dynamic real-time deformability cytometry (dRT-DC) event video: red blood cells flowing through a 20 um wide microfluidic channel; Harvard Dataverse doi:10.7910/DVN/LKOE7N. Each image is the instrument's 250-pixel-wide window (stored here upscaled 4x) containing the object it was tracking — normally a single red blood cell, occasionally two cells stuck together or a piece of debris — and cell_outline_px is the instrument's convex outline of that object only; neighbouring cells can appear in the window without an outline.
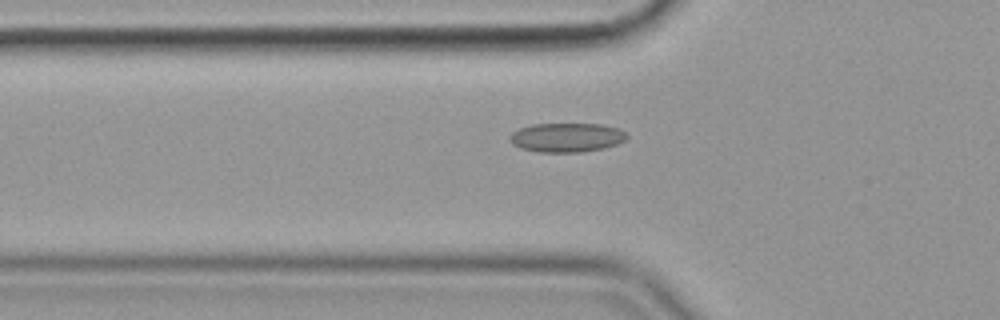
{"species": "common noctule bat (a hibernating species)", "species_latin": "Nyctalus noctula", "temperature_condition": "cold", "stored_images_in_passage": 50, "camera_frame_rate_fps": 3000, "um_per_image_px": 0.085, "animal": {"sex": "female", "body_mass_g": 19.9}, "frame": {"image": 1, "passage_image": 14, "time_ms": 4.333, "image_size_px": [1000, 320], "cell_outline_px": [[628, 136], [624, 140], [616, 144], [604, 148], [580, 152], [540, 152], [520, 148], [512, 144], [508, 140], [508, 136], [512, 132], [520, 128], [532, 124], [604, 124], [616, 128], [624, 132]], "centroid_in_image_um": [48.11, 11.68], "position_along_channel_um": 77.7, "area_um2": 19.88}}
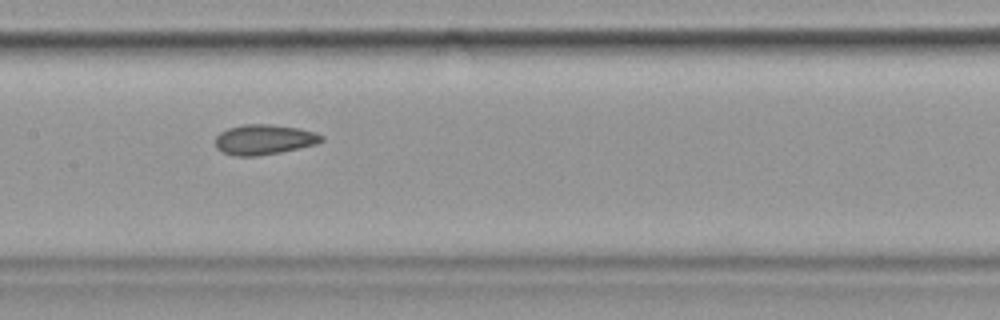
{"frame": {"image": 2, "passage_image": 23, "time_ms": 7.333, "image_size_px": [1000, 320], "cell_outline_px": [[324, 140], [316, 144], [280, 152], [256, 156], [236, 156], [220, 152], [216, 148], [216, 136], [220, 132], [228, 128], [244, 124], [272, 124], [300, 128], [316, 132], [324, 136]], "centroid_in_image_um": [22.45, 11.85], "position_along_channel_um": 185.0, "area_um2": 18.79}}
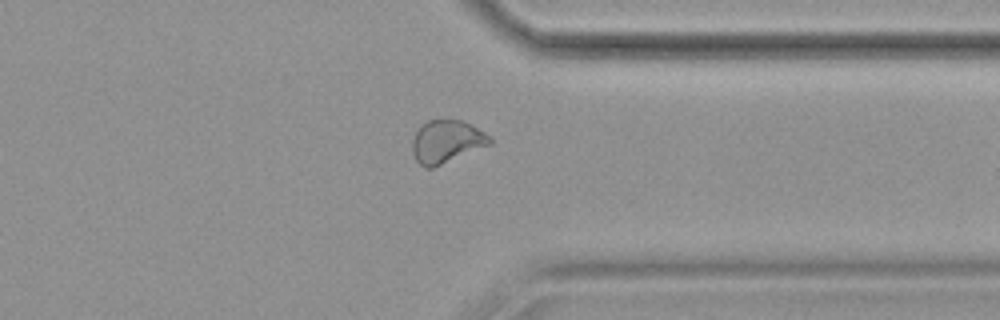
{"frame": {"image": 3, "passage_image": 39, "time_ms": 12.667, "image_size_px": [1000, 320], "cell_outline_px": [[492, 144], [432, 168], [424, 168], [416, 160], [412, 152], [412, 140], [420, 124], [428, 120], [460, 120], [472, 124], [492, 136]], "centroid_in_image_um": [37.97, 12.03], "position_along_channel_um": 373.4, "area_um2": 19.54}}